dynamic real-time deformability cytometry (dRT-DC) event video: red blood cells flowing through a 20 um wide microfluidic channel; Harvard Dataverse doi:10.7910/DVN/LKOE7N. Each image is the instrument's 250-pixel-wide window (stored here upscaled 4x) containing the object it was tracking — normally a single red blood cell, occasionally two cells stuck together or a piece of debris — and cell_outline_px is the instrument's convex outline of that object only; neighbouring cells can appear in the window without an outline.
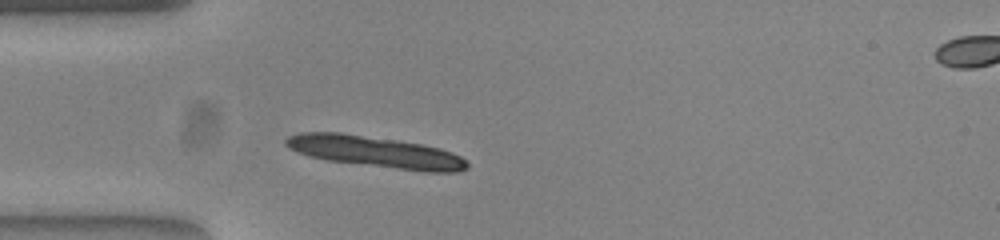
{"species": "common noctule bat (a hibernating species)", "species_latin": "Nyctalus noctula", "temperature_condition": "warm", "stored_images_in_passage": 44, "camera_frame_rate_fps": 3000, "um_per_image_px": 0.085, "animal": {"sex": "female", "body_mass_g": 23.0, "forearm_length_mm": 53.4}, "frame": {"image": 1, "passage_image": 7, "time_ms": 2.0, "image_size_px": [1000, 240], "cell_outline_px": [[468, 168], [460, 172], [424, 172], [328, 160], [308, 156], [296, 152], [288, 148], [284, 144], [284, 140], [288, 136], [300, 132], [340, 132], [424, 144], [440, 148], [452, 152], [460, 156], [468, 164]], "centroid_in_image_um": [31.9, 12.91], "position_along_channel_um": 53.1, "area_um2": 33.23}, "authors_computed_cell_mechanics": {"area_um2": 17.6001, "velocity_mm_per_s": 3.8383, "shape_relaxation_time_tau1_ms": 0.664, "shape_relaxation_time_tau2_ms": null, "deformation_change_tau1": 0.2431, "deformation_change_tau2": null}}